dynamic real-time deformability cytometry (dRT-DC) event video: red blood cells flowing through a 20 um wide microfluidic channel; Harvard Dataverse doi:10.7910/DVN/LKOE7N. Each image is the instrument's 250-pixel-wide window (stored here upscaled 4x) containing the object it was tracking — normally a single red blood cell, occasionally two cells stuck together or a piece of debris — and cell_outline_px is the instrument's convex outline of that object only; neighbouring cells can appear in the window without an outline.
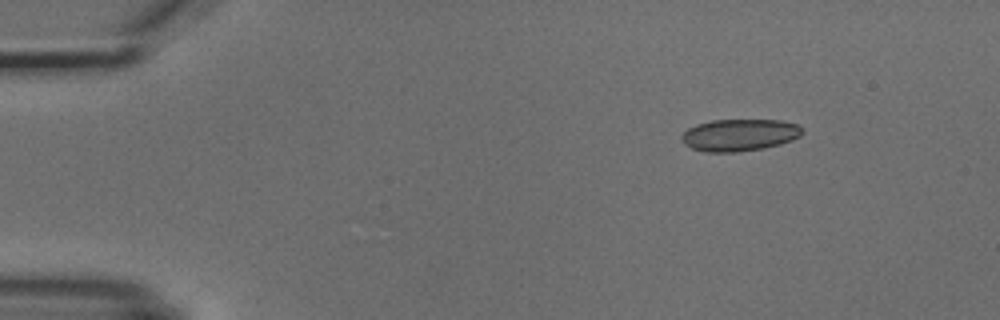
{"species": "common noctule bat (a hibernating species)", "species_latin": "Nyctalus noctula", "temperature_condition": "cold", "stored_images_in_passage": 4, "camera_frame_rate_fps": 3000, "um_per_image_px": 0.085, "animal": {"sex": "male", "body_mass_g": 18.8}, "frame": {"image": 1, "passage_image": 2, "time_ms": 1.333, "image_size_px": [1000, 320], "cell_outline_px": [[800, 136], [792, 140], [780, 144], [764, 148], [736, 152], [704, 152], [692, 148], [684, 144], [680, 136], [688, 128], [696, 124], [712, 120], [780, 120], [796, 124], [800, 128]], "centroid_in_image_um": [62.8, 11.48], "position_along_channel_um": 22.2, "area_um2": 22.43}}